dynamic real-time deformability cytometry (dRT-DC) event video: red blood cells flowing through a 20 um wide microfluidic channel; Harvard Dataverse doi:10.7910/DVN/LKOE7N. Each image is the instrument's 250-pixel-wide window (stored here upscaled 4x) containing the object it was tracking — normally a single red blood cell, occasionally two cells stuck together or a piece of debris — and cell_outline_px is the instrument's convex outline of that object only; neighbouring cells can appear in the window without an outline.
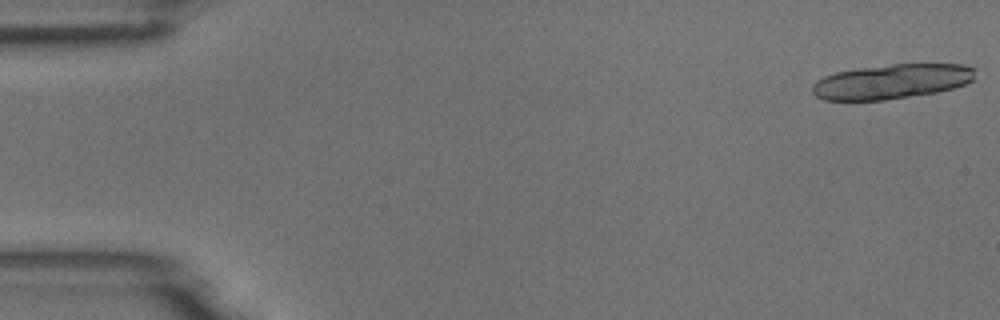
{"species": "common noctule bat (a hibernating species)", "species_latin": "Nyctalus noctula", "temperature_condition": "room temperature", "stored_images_in_passage": 6, "camera_frame_rate_fps": 3000, "um_per_image_px": 0.085, "animal": {"sex": "male", "body_mass_g": 18.8}, "frame": {"image": 1, "passage_image": 1, "time_ms": 0.0, "image_size_px": [1000, 320], "cell_outline_px": [[976, 68], [972, 80], [964, 84], [952, 88], [936, 92], [884, 100], [824, 100], [816, 96], [812, 92], [812, 84], [816, 80], [824, 76], [836, 72], [856, 68], [892, 64], [964, 64]], "centroid_in_image_um": [75.76, 6.92], "position_along_channel_um": 9.2, "area_um2": 32.95}}